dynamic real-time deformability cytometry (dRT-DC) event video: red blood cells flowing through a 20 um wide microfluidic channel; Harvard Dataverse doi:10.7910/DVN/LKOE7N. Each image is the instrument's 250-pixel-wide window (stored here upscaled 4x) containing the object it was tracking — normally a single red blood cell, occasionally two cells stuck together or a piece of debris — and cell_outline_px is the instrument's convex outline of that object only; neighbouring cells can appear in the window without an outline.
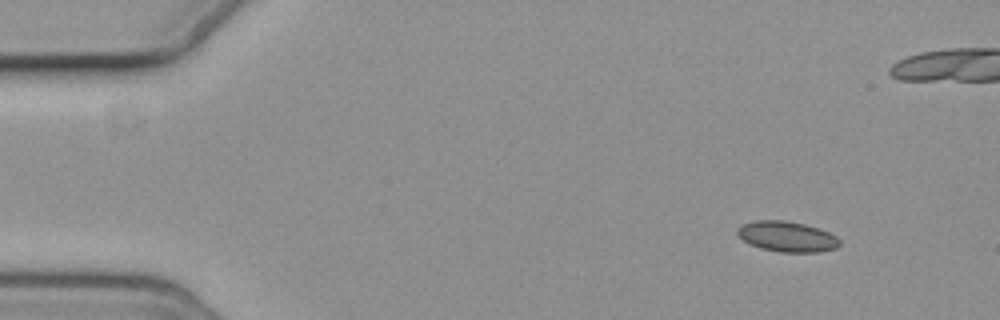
{"species": "common noctule bat (a hibernating species)", "species_latin": "Nyctalus noctula", "temperature_condition": "cold", "stored_images_in_passage": 5, "camera_frame_rate_fps": 3000, "um_per_image_px": 0.085, "animal": {"sex": "female", "body_mass_g": 19.3, "forearm_length_mm": 54.1}, "frame": {"image": 1, "passage_image": 1, "time_ms": 0.0, "image_size_px": [1000, 320], "cell_outline_px": [[840, 244], [836, 248], [820, 252], [780, 252], [760, 248], [748, 244], [736, 236], [736, 228], [744, 224], [756, 220], [784, 220], [804, 224], [828, 232], [836, 236], [840, 240]], "centroid_in_image_um": [66.85, 20.11], "position_along_channel_um": 18.2, "area_um2": 18.26}}